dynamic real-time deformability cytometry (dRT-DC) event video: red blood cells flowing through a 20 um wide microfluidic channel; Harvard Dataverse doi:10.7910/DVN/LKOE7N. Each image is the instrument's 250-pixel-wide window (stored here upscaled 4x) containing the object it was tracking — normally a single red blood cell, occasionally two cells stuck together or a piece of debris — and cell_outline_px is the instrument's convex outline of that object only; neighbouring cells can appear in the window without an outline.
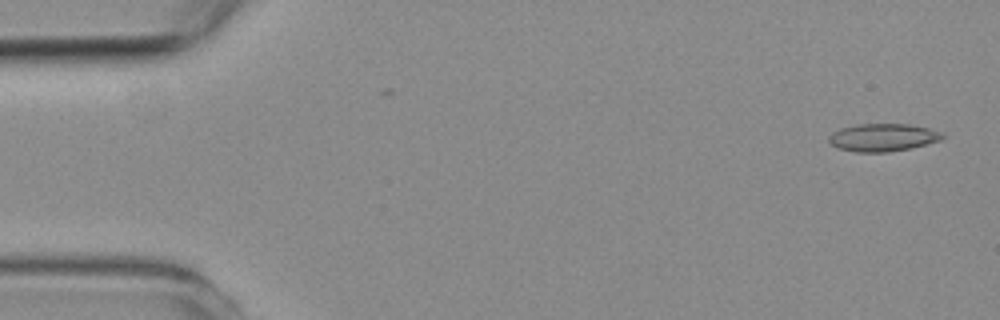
{"species": "common noctule bat (a hibernating species)", "species_latin": "Nyctalus noctula", "temperature_condition": "room temperature", "stored_images_in_passage": 51, "camera_frame_rate_fps": 3000, "um_per_image_px": 0.085, "animal": {"sex": "female", "body_mass_g": 19.3, "forearm_length_mm": 54.1}, "frame": {"image": 1, "passage_image": 2, "time_ms": 0.333, "image_size_px": [1000, 320], "cell_outline_px": [[948, 136], [940, 140], [908, 148], [888, 152], [856, 152], [840, 148], [832, 144], [828, 140], [828, 136], [832, 132], [840, 128], [856, 124], [908, 124], [928, 128], [944, 132]], "centroid_in_image_um": [75.06, 11.67], "position_along_channel_um": 9.9, "area_um2": 18.32}}
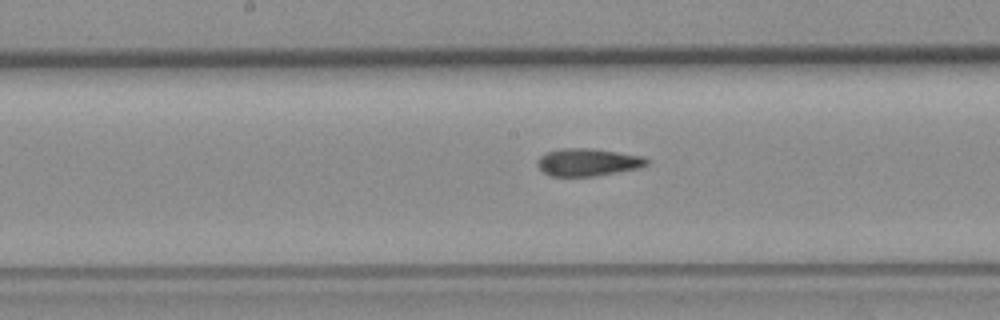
{"frame": {"image": 2, "passage_image": 27, "time_ms": 8.667, "image_size_px": [1000, 320], "cell_outline_px": [[652, 160], [648, 164], [640, 168], [592, 176], [552, 176], [544, 172], [536, 164], [540, 156], [548, 152], [560, 148], [592, 148], [644, 156]], "centroid_in_image_um": [50.01, 13.78], "position_along_channel_um": 198.2, "area_um2": 17.57}}
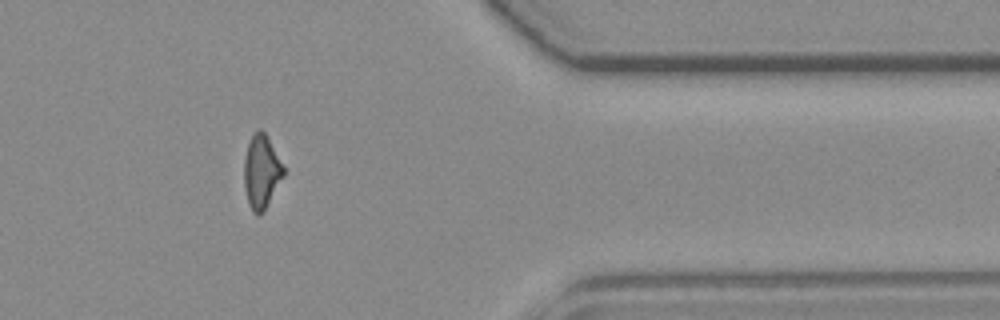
{"frame": {"image": 3, "passage_image": 44, "time_ms": 14.333, "image_size_px": [1000, 320], "cell_outline_px": [[284, 176], [264, 212], [252, 212], [248, 204], [244, 188], [244, 160], [248, 144], [252, 136], [260, 128], [268, 136], [284, 168]], "centroid_in_image_um": [22.22, 14.61], "position_along_channel_um": 389.2, "area_um2": 16.82}}